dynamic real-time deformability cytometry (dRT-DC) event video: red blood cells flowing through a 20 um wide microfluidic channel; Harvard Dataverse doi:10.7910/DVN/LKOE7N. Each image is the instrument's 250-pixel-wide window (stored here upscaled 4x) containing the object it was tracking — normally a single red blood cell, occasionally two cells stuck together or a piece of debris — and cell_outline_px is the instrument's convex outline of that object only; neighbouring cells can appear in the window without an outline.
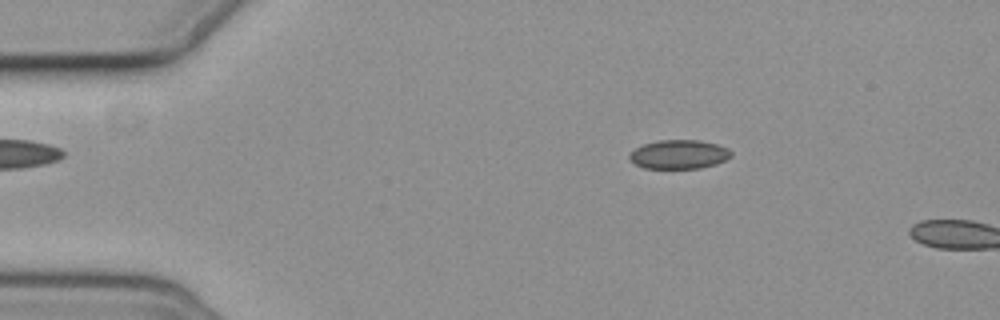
{"species": "common noctule bat (a hibernating species)", "species_latin": "Nyctalus noctula", "temperature_condition": "cold", "stored_images_in_passage": 2, "camera_frame_rate_fps": 3000, "um_per_image_px": 0.085, "animal": {"sex": "female", "body_mass_g": 19.3, "forearm_length_mm": 54.1}, "frame": {"image": 1, "passage_image": 1, "time_ms": 0.0, "image_size_px": [1000, 320], "cell_outline_px": [[732, 156], [716, 164], [700, 168], [644, 168], [628, 160], [628, 156], [636, 148], [644, 144], [656, 140], [700, 140], [716, 144], [728, 148], [732, 152]], "centroid_in_image_um": [57.71, 13.12], "position_along_channel_um": 27.3, "area_um2": 17.17}}